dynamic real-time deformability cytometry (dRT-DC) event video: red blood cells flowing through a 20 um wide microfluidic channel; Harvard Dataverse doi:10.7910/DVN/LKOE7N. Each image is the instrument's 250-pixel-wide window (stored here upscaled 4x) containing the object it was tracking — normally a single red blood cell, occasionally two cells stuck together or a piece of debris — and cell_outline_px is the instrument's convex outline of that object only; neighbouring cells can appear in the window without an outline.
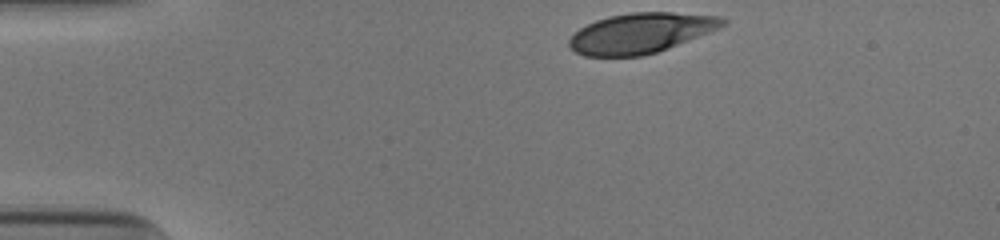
{"species": "human", "species_latin": "Homo sapiens", "temperature_condition": "cold", "stored_images_in_passage": 34, "camera_frame_rate_fps": 3000, "um_per_image_px": 0.085, "donor": {"sex": "male"}, "frame": {"image": 1, "passage_image": 1, "time_ms": 0.0, "image_size_px": [1000, 240], "cell_outline_px": [[728, 24], [720, 28], [656, 52], [644, 56], [584, 56], [576, 52], [568, 44], [568, 40], [580, 28], [596, 20], [608, 16], [632, 12], [672, 12], [720, 16], [728, 20]], "centroid_in_image_um": [54.49, 2.8], "position_along_channel_um": 30.5, "area_um2": 35.78}}
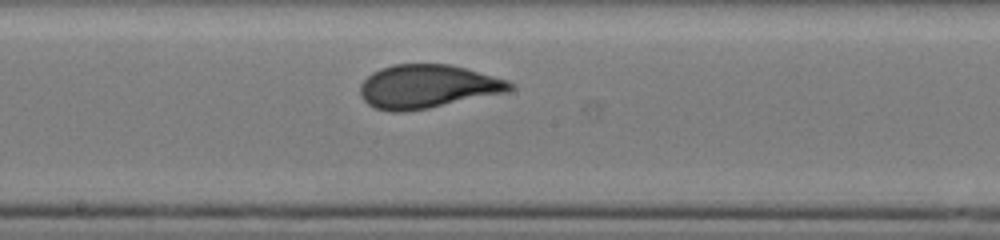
{"frame": {"image": 2, "passage_image": 20, "time_ms": 6.333, "image_size_px": [1000, 240], "cell_outline_px": [[516, 88], [508, 92], [428, 108], [404, 112], [392, 112], [376, 108], [368, 104], [360, 96], [360, 84], [372, 72], [380, 68], [396, 64], [452, 64], [508, 80], [516, 84]], "centroid_in_image_um": [36.36, 7.35], "position_along_channel_um": 211.8, "area_um2": 38.21}}
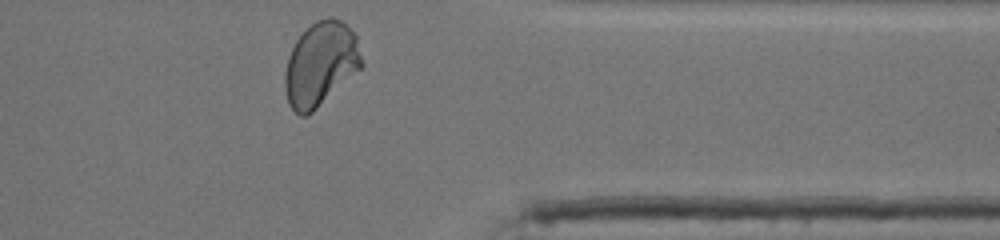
{"frame": {"image": 3, "passage_image": 34, "time_ms": 11.0, "image_size_px": [1000, 240], "cell_outline_px": [[364, 68], [308, 116], [300, 116], [288, 104], [284, 88], [284, 72], [288, 56], [296, 40], [316, 20], [328, 16], [332, 16], [340, 20], [356, 36], [364, 64]], "centroid_in_image_um": [27.27, 5.48], "position_along_channel_um": 384.1, "area_um2": 38.09}, "authors_computed_cell_mechanics": {"area_um2": 37.3388, "velocity_mm_per_s": 3.8819, "shape_relaxation_time_tau1_ms": 4.5706, "shape_relaxation_time_tau2_ms": null, "deformation_change_tau1": 0.1919, "deformation_change_tau2": null}}